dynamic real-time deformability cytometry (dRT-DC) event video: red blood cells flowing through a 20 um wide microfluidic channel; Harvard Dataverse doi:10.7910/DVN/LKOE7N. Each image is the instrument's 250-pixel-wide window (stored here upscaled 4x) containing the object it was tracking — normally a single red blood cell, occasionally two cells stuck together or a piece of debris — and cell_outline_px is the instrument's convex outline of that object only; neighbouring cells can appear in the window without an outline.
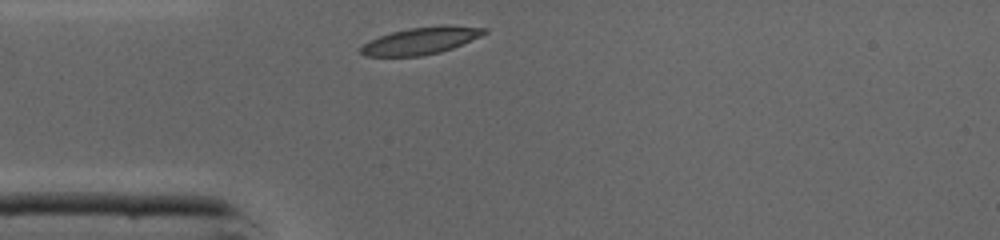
{"species": "common noctule bat (a hibernating species)", "species_latin": "Nyctalus noctula", "temperature_condition": "cold", "stored_images_in_passage": 25, "camera_frame_rate_fps": 3000, "um_per_image_px": 0.085, "animal": {"sex": "male", "body_mass_g": 19.0, "forearm_length_mm": 50.8}, "frame": {"image": 1, "passage_image": 1, "time_ms": 0.0, "image_size_px": [1000, 240], "cell_outline_px": [[488, 32], [480, 36], [452, 48], [440, 52], [420, 56], [364, 56], [360, 52], [360, 48], [368, 40], [392, 32], [408, 28], [440, 24], [448, 24], [488, 28]], "centroid_in_image_um": [35.79, 3.44], "position_along_channel_um": 49.2, "area_um2": 19.65}}
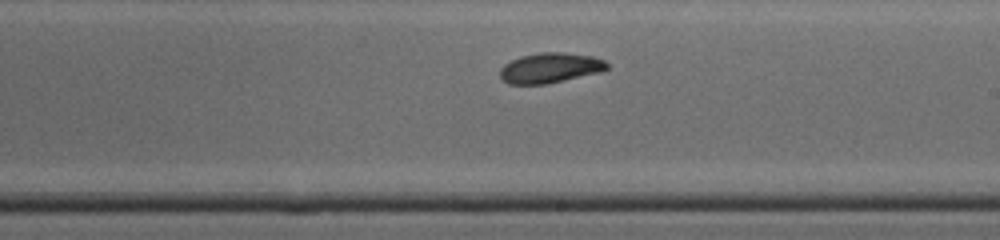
{"frame": {"image": 2, "passage_image": 15, "time_ms": 4.667, "image_size_px": [1000, 240], "cell_outline_px": [[608, 68], [600, 72], [564, 80], [544, 84], [508, 84], [500, 76], [500, 68], [504, 64], [520, 56], [540, 52], [564, 52], [592, 56], [604, 60], [608, 64]], "centroid_in_image_um": [46.75, 5.76], "position_along_channel_um": 242.3, "area_um2": 18.73}}
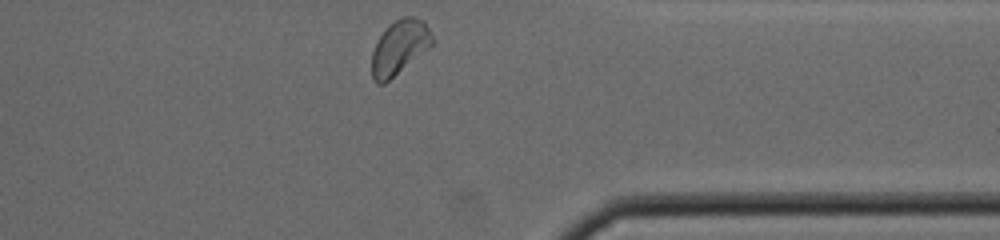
{"frame": {"image": 3, "passage_image": 25, "time_ms": 8.0, "image_size_px": [1000, 240], "cell_outline_px": [[436, 40], [428, 48], [384, 84], [376, 84], [372, 80], [372, 52], [380, 36], [388, 24], [404, 16], [412, 16], [424, 20]], "centroid_in_image_um": [33.96, 4.0], "position_along_channel_um": 377.4, "area_um2": 19.07}, "authors_computed_cell_mechanics": {"area_um2": 19.074, "velocity_mm_per_s": 4.315, "shape_relaxation_time_tau1_ms": 2.0234, "shape_relaxation_time_tau2_ms": 4.968, "deformation_change_tau1": 0.1099, "deformation_change_tau2": 0.0942}}